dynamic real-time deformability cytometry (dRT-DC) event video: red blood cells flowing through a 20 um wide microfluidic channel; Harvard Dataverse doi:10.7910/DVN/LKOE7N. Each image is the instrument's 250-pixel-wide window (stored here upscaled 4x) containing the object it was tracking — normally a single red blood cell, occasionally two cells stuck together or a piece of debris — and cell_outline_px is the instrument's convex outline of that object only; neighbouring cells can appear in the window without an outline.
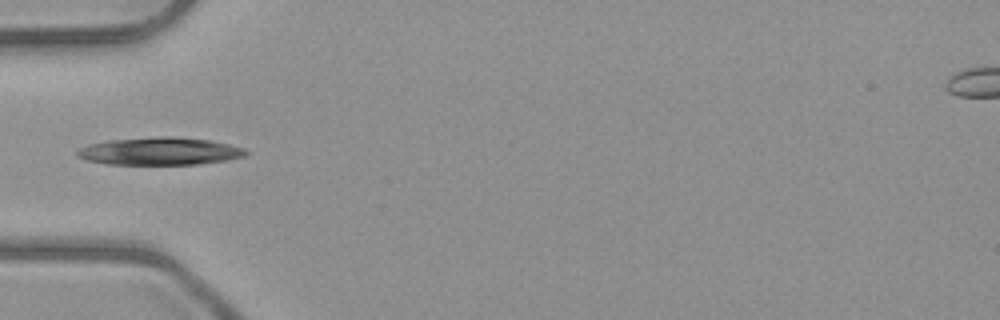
{"species": "common noctule bat (a hibernating species)", "species_latin": "Nyctalus noctula", "temperature_condition": "room temperature", "stored_images_in_passage": 3, "camera_frame_rate_fps": 3000, "um_per_image_px": 0.085, "animal": {"sex": "male", "body_mass_g": 23.1, "forearm_length_mm": 52.7}, "frame": {"image": 1, "passage_image": 2, "time_ms": 1.333, "image_size_px": [1000, 320], "cell_outline_px": [[248, 152], [244, 156], [224, 160], [200, 164], [108, 164], [88, 160], [76, 156], [76, 152], [80, 148], [88, 144], [108, 140], [160, 136], [172, 136], [212, 140], [244, 148]], "centroid_in_image_um": [13.57, 12.84], "position_along_channel_um": 71.4, "area_um2": 27.05}}
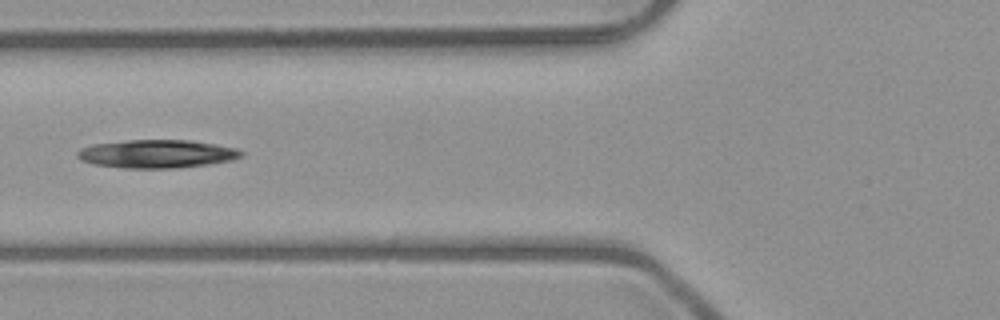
{"frame": {"image": 2, "passage_image": 3, "time_ms": 2.333, "image_size_px": [1000, 320], "cell_outline_px": [[244, 156], [232, 160], [208, 164], [176, 168], [124, 168], [92, 164], [80, 160], [76, 156], [76, 152], [80, 148], [92, 144], [128, 140], [188, 140], [236, 148], [244, 152]], "centroid_in_image_um": [13.29, 13.08], "position_along_channel_um": 112.5, "area_um2": 27.05}}